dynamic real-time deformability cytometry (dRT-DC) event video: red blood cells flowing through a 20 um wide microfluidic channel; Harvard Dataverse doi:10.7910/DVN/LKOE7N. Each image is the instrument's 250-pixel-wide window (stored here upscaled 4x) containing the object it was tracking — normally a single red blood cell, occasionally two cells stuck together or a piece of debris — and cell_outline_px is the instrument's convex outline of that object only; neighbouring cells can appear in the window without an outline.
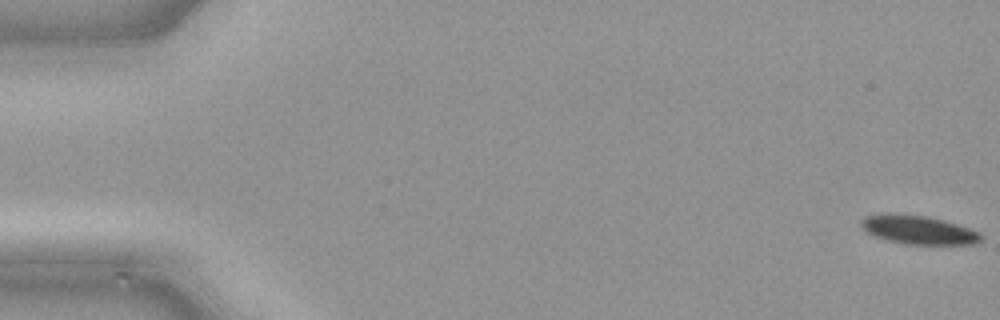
{"species": "common noctule bat (a hibernating species)", "species_latin": "Nyctalus noctula", "temperature_condition": "cold", "stored_images_in_passage": 49, "camera_frame_rate_fps": 3000, "um_per_image_px": 0.085, "animal": {"sex": "male", "body_mass_g": 21.5, "forearm_length_mm": 52.0}, "frame": {"image": 1, "passage_image": 1, "time_ms": 0.0, "image_size_px": [1000, 320], "cell_outline_px": [[980, 240], [972, 244], [904, 244], [888, 240], [876, 236], [868, 232], [860, 224], [860, 220], [864, 216], [888, 212], [924, 216], [940, 220], [968, 228], [980, 232]], "centroid_in_image_um": [77.99, 19.52], "position_along_channel_um": 7.0, "area_um2": 19.65}}
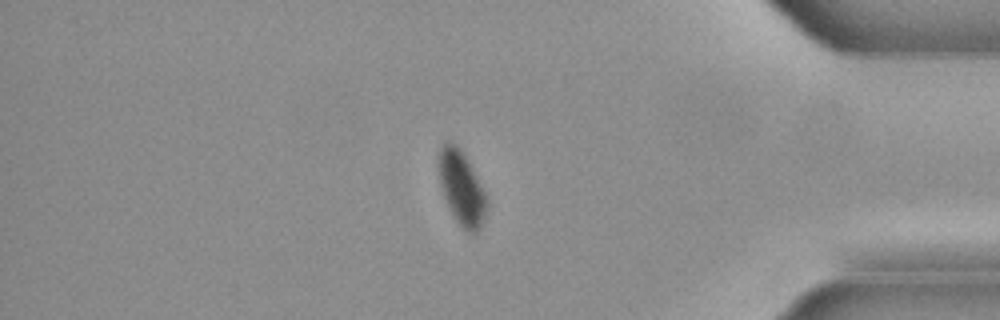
{"frame": {"image": 2, "passage_image": 42, "time_ms": 13.667, "image_size_px": [1000, 320], "cell_outline_px": [[488, 212], [480, 228], [476, 232], [468, 232], [456, 220], [444, 196], [440, 180], [440, 148], [448, 140], [452, 140], [460, 148], [468, 160], [488, 196]], "centroid_in_image_um": [39.3, 15.98], "position_along_channel_um": 395.9, "area_um2": 20.52}}
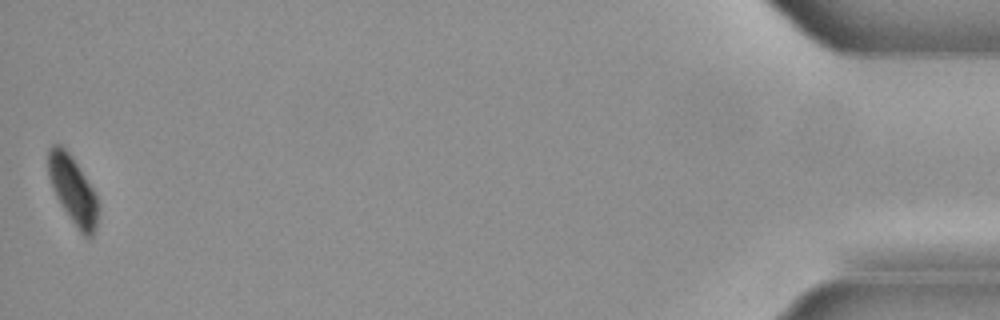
{"frame": {"image": 3, "passage_image": 49, "time_ms": 16.0, "image_size_px": [1000, 320], "cell_outline_px": [[100, 208], [96, 228], [92, 236], [84, 236], [80, 232], [60, 204], [52, 188], [48, 176], [48, 148], [52, 144], [60, 144], [72, 156], [92, 188], [96, 196]], "centroid_in_image_um": [6.19, 16.15], "position_along_channel_um": 429.0, "area_um2": 19.71}}